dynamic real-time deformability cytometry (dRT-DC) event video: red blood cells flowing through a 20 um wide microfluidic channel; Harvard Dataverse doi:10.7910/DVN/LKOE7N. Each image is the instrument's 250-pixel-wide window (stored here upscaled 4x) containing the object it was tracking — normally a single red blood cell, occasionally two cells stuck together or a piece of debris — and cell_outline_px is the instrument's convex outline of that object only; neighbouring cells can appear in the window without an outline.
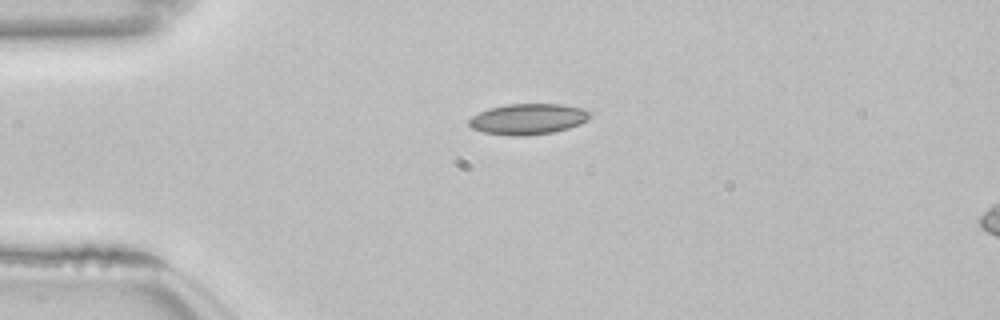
{"species": "common noctule bat (a hibernating species)", "species_latin": "Nyctalus noctula", "temperature_condition": "room temperature", "stored_images_in_passage": 41, "camera_frame_rate_fps": 3000, "um_per_image_px": 0.085, "animal": {"sex": "female", "body_mass_g": 22.7, "forearm_length_mm": 54.2}, "frame": {"image": 1, "passage_image": 1, "time_ms": 0.0, "image_size_px": [1000, 320], "cell_outline_px": [[592, 116], [588, 120], [580, 124], [568, 128], [552, 132], [524, 136], [512, 136], [484, 132], [472, 128], [468, 124], [468, 120], [472, 116], [488, 108], [508, 104], [560, 104], [584, 108], [592, 112]], "centroid_in_image_um": [44.91, 10.11], "position_along_channel_um": 40.1, "area_um2": 21.85}}
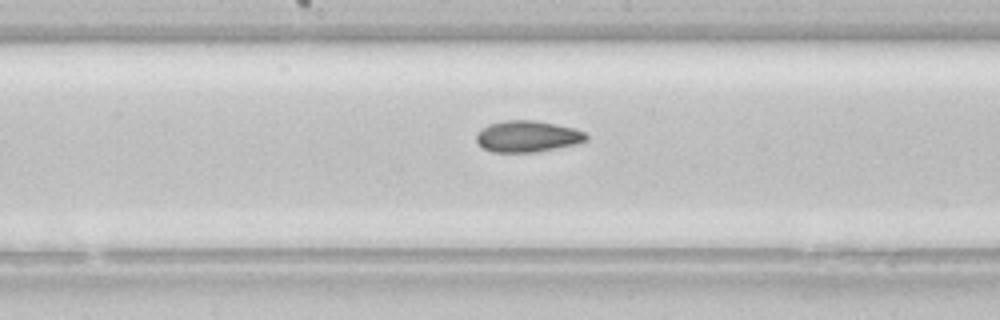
{"frame": {"image": 2, "passage_image": 16, "time_ms": 5.0, "image_size_px": [1000, 320], "cell_outline_px": [[588, 140], [576, 144], [536, 152], [492, 152], [484, 148], [476, 140], [476, 132], [480, 128], [488, 124], [504, 120], [532, 120], [556, 124], [572, 128], [584, 132], [588, 136]], "centroid_in_image_um": [44.8, 11.59], "position_along_channel_um": 203.4, "area_um2": 20.11}}
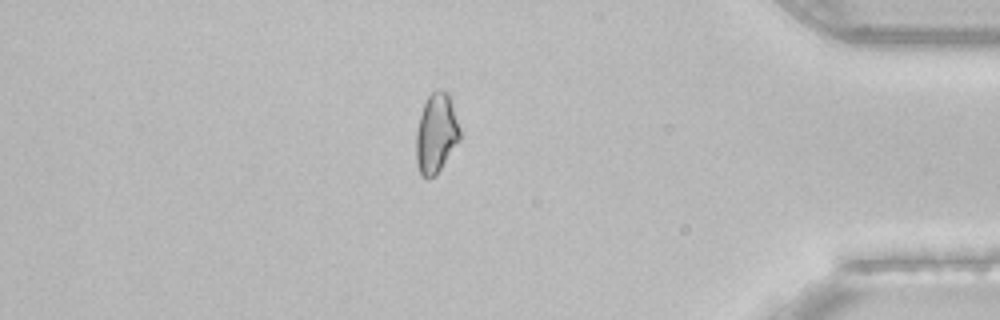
{"frame": {"image": 3, "passage_image": 34, "time_ms": 11.0, "image_size_px": [1000, 320], "cell_outline_px": [[460, 140], [436, 176], [428, 180], [420, 172], [416, 164], [416, 132], [420, 116], [424, 104], [428, 96], [432, 92], [448, 92], [460, 128]], "centroid_in_image_um": [37.07, 11.4], "position_along_channel_um": 398.1, "area_um2": 20.17}, "authors_computed_cell_mechanics": {"area_um2": 20.519, "velocity_mm_per_s": 3.853, "shape_relaxation_time_tau1_ms": 6.6374, "shape_relaxation_time_tau2_ms": 4.4698, "deformation_change_tau1": 0.112, "deformation_change_tau2": 0.1127}}